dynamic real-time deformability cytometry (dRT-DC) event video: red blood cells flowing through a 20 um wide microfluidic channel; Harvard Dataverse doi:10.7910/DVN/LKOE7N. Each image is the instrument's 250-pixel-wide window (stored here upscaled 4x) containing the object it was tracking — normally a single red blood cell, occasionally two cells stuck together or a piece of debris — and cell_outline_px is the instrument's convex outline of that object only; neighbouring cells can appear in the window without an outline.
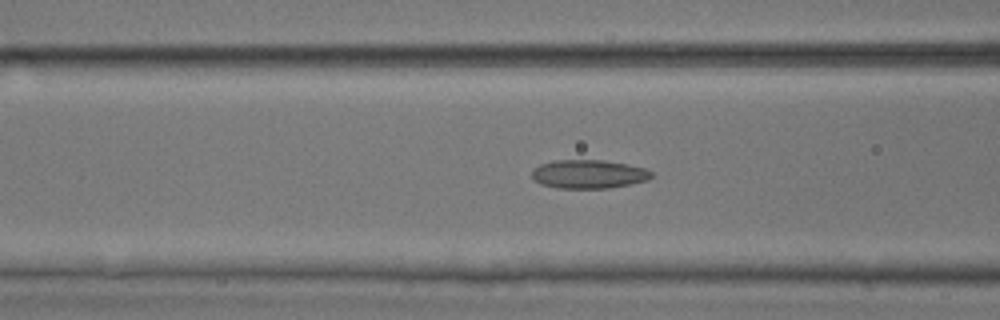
{"species": "common noctule bat (a hibernating species)", "species_latin": "Nyctalus noctula", "temperature_condition": "room temperature", "stored_images_in_passage": 51, "camera_frame_rate_fps": 3000, "um_per_image_px": 0.085, "animal": {"sex": "male", "body_mass_g": 17.9, "forearm_length_mm": 54.2}, "frame": {"image": 1, "passage_image": 20, "time_ms": 6.333, "image_size_px": [1000, 320], "cell_outline_px": [[652, 176], [648, 180], [608, 188], [556, 188], [540, 184], [532, 176], [532, 172], [540, 164], [556, 160], [604, 160], [628, 164], [644, 168], [652, 172]], "centroid_in_image_um": [50.04, 14.8], "position_along_channel_um": 116.6, "area_um2": 19.83}}
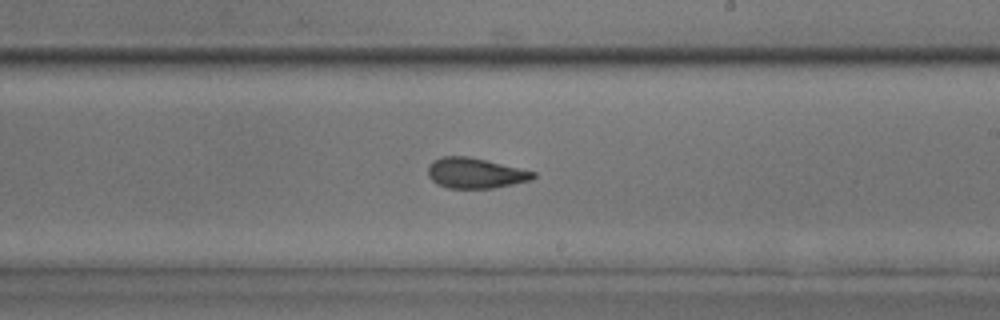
{"frame": {"image": 2, "passage_image": 30, "time_ms": 9.667, "image_size_px": [1000, 320], "cell_outline_px": [[536, 176], [532, 180], [492, 188], [448, 188], [436, 184], [428, 176], [428, 164], [432, 160], [440, 156], [468, 156], [536, 172]], "centroid_in_image_um": [40.35, 14.71], "position_along_channel_um": 248.6, "area_um2": 18.67}}
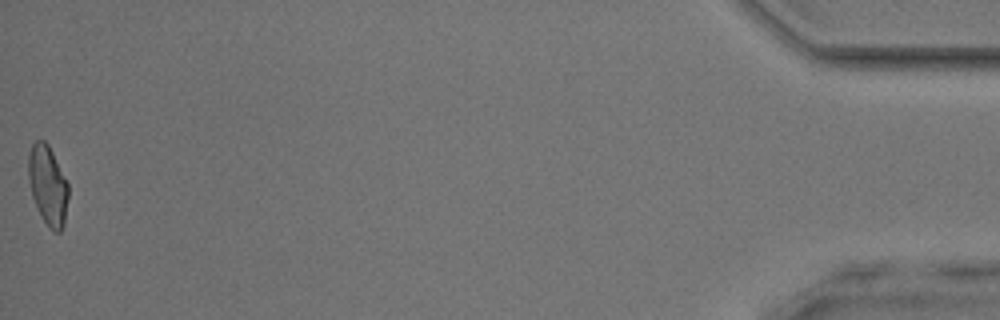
{"frame": {"image": 3, "passage_image": 51, "time_ms": 16.667, "image_size_px": [1000, 320], "cell_outline_px": [[68, 196], [64, 224], [60, 232], [52, 232], [48, 228], [32, 196], [28, 180], [28, 156], [32, 144], [36, 140], [44, 140], [48, 144], [68, 184]], "centroid_in_image_um": [4.06, 15.75], "position_along_channel_um": 431.1, "area_um2": 18.32}, "authors_computed_cell_mechanics": {"area_um2": 19.1318, "velocity_mm_per_s": 3.9771, "shape_relaxation_time_tau1_ms": null, "shape_relaxation_time_tau2_ms": 1.7316, "deformation_change_tau1": null, "deformation_change_tau2": 0.1028}}